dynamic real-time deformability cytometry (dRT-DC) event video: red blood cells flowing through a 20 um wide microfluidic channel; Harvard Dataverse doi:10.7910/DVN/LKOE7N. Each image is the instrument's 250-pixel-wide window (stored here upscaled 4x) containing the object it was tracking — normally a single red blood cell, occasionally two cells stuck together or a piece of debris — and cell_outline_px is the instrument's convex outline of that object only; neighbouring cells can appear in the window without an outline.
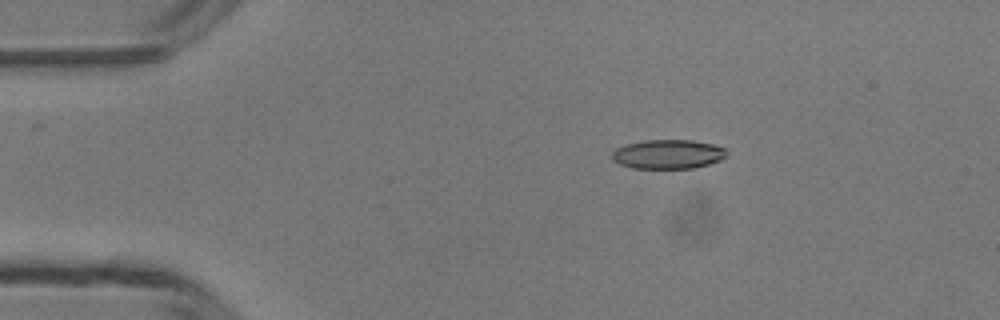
{"species": "common noctule bat (a hibernating species)", "species_latin": "Nyctalus noctula", "temperature_condition": "room temperature", "stored_images_in_passage": 5, "camera_frame_rate_fps": 3000, "um_per_image_px": 0.085, "animal": {"sex": "male", "body_mass_g": 13.3}, "frame": {"image": 1, "passage_image": 3, "time_ms": 2.333, "image_size_px": [1000, 320], "cell_outline_px": [[728, 156], [720, 160], [708, 164], [692, 168], [632, 168], [620, 164], [612, 160], [612, 152], [616, 148], [624, 144], [644, 140], [692, 140], [716, 144], [724, 148], [728, 152]], "centroid_in_image_um": [56.79, 13.09], "position_along_channel_um": 28.2, "area_um2": 19.71}}
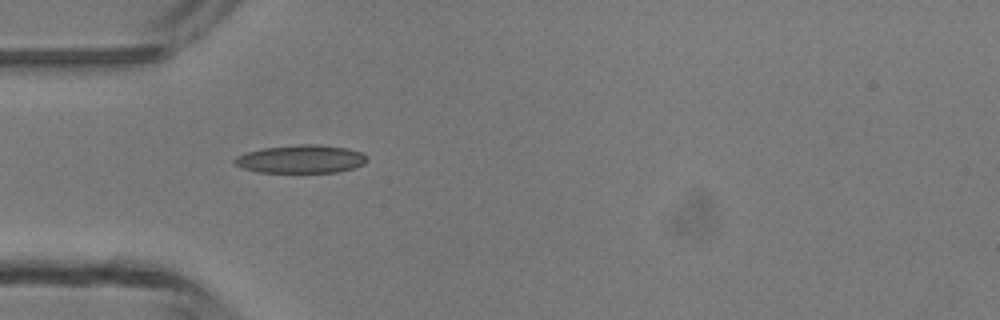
{"frame": {"image": 2, "passage_image": 5, "time_ms": 4.333, "image_size_px": [1000, 320], "cell_outline_px": [[368, 160], [364, 164], [352, 168], [336, 172], [260, 172], [244, 168], [236, 164], [232, 160], [236, 156], [248, 152], [264, 148], [300, 144], [320, 144], [348, 148], [360, 152], [368, 156]], "centroid_in_image_um": [25.62, 13.51], "position_along_channel_um": 59.4, "area_um2": 21.62}}